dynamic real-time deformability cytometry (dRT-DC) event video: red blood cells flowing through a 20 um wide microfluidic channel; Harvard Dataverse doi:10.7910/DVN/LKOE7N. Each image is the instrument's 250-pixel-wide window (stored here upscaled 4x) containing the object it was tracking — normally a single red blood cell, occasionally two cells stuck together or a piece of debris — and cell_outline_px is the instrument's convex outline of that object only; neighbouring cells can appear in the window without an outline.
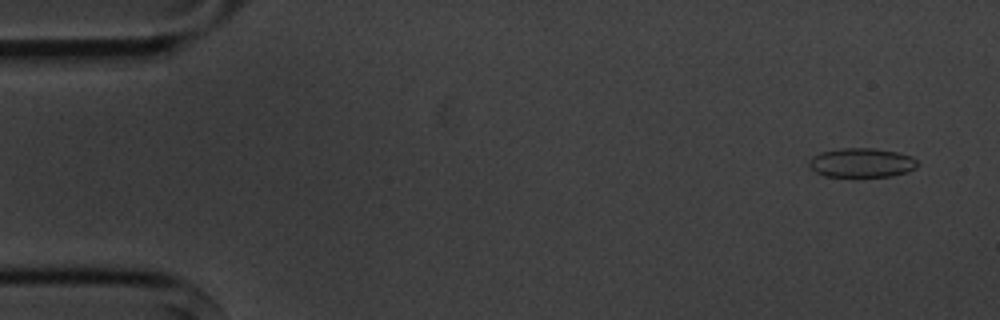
{"species": "common noctule bat (a hibernating species)", "species_latin": "Nyctalus noctula", "temperature_condition": "cold", "stored_images_in_passage": 5, "camera_frame_rate_fps": 3000, "um_per_image_px": 0.085, "animal": {"sex": "male", "body_mass_g": 20.1, "forearm_length_mm": 53.5}, "frame": {"image": 1, "passage_image": 1, "time_ms": 0.0, "image_size_px": [1000, 320], "cell_outline_px": [[920, 164], [916, 168], [908, 172], [892, 176], [824, 176], [816, 172], [808, 164], [808, 160], [812, 156], [820, 152], [840, 148], [872, 148], [896, 152], [912, 156]], "centroid_in_image_um": [73.25, 13.83], "position_along_channel_um": 11.8, "area_um2": 18.55}}
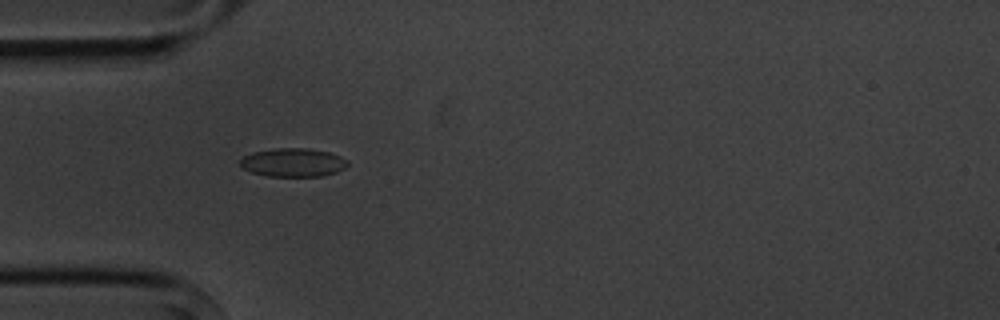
{"frame": {"image": 2, "passage_image": 4, "time_ms": 4.333, "image_size_px": [1000, 320], "cell_outline_px": [[348, 164], [344, 168], [336, 172], [324, 176], [268, 176], [252, 172], [244, 168], [240, 164], [240, 160], [244, 156], [252, 152], [276, 148], [308, 148], [328, 152], [340, 156], [348, 160]], "centroid_in_image_um": [24.93, 13.81], "position_along_channel_um": 60.1, "area_um2": 17.8}}
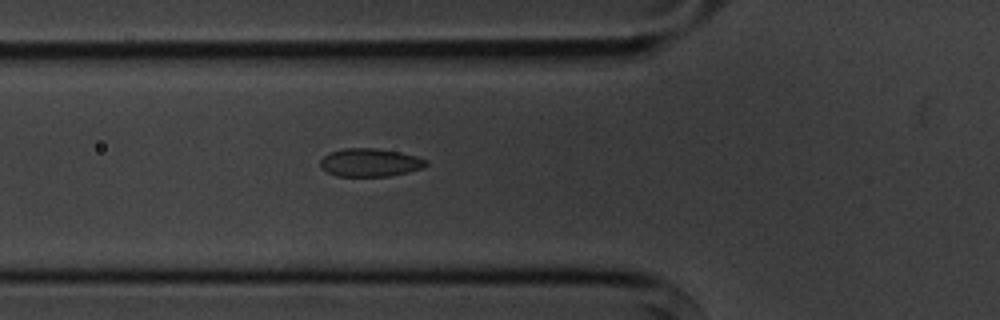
{"frame": {"image": 3, "passage_image": 5, "time_ms": 5.333, "image_size_px": [1000, 320], "cell_outline_px": [[428, 164], [424, 168], [408, 172], [388, 176], [336, 176], [320, 168], [320, 160], [328, 152], [344, 148], [376, 148], [400, 152], [416, 156], [428, 160]], "centroid_in_image_um": [31.45, 13.81], "position_along_channel_um": 94.3, "area_um2": 17.51}}